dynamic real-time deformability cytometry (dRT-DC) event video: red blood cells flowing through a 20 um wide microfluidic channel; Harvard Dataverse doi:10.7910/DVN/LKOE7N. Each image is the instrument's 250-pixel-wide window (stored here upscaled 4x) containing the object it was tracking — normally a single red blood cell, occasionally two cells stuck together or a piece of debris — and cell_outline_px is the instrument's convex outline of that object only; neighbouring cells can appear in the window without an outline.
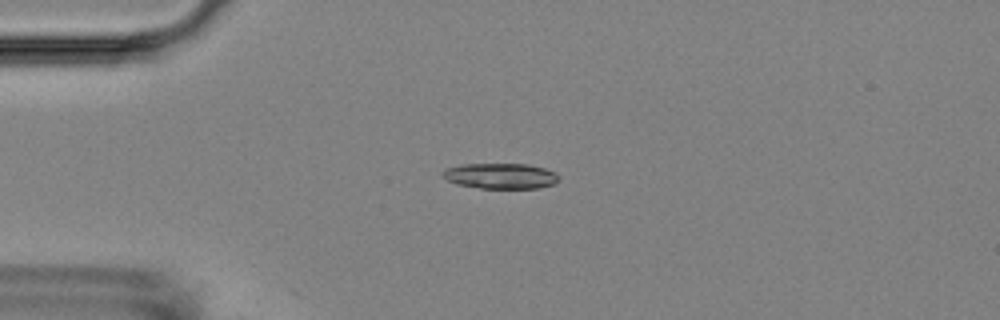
{"species": "Egyptian fruit bat (a non-hibernating species)", "species_latin": "Rousettus aegyptiacus", "temperature_condition": "room temperature", "stored_images_in_passage": 5, "camera_frame_rate_fps": 3000, "um_per_image_px": 0.085, "animal": {"sex": "female"}, "frame": {"image": 1, "passage_image": 5, "time_ms": 4.667, "image_size_px": [1000, 320], "cell_outline_px": [[560, 176], [556, 184], [540, 188], [480, 188], [456, 184], [448, 180], [440, 172], [444, 168], [460, 164], [528, 164], [544, 168], [556, 172]], "centroid_in_image_um": [42.56, 14.95], "position_along_channel_um": 42.4, "area_um2": 17.51}}